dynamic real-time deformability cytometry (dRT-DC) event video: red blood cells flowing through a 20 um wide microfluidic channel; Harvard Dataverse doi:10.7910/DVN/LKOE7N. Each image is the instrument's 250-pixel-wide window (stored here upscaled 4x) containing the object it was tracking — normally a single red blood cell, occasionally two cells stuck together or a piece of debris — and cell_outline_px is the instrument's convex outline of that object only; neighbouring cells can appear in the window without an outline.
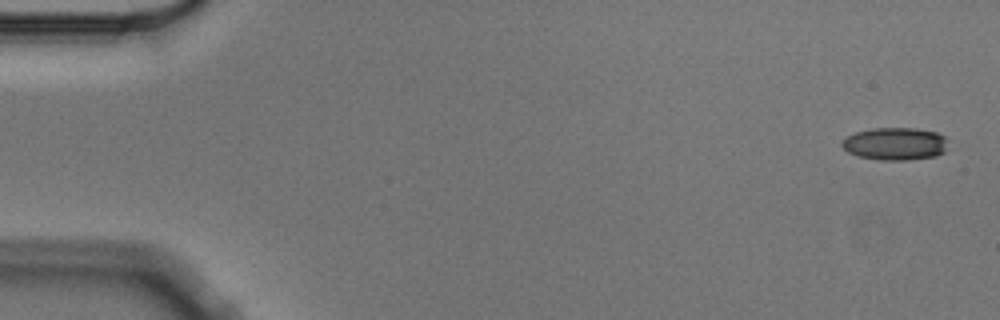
{"species": "Egyptian fruit bat (a non-hibernating species)", "species_latin": "Rousettus aegyptiacus", "temperature_condition": "cold", "stored_images_in_passage": 5, "camera_frame_rate_fps": 3000, "um_per_image_px": 0.085, "animal": {"sex": "male"}, "frame": {"image": 1, "passage_image": 1, "time_ms": 0.0, "image_size_px": [1000, 320], "cell_outline_px": [[944, 152], [936, 156], [908, 160], [880, 160], [860, 156], [848, 152], [840, 144], [848, 136], [856, 132], [872, 128], [916, 128], [936, 132], [944, 136]], "centroid_in_image_um": [76.07, 12.22], "position_along_channel_um": 8.9, "area_um2": 19.88}}
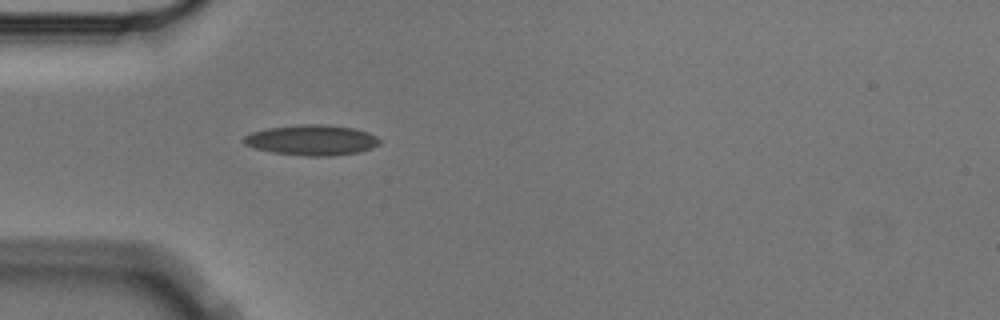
{"frame": {"image": 2, "passage_image": 5, "time_ms": 1.333, "image_size_px": [1000, 320], "cell_outline_px": [[380, 144], [372, 148], [356, 152], [332, 156], [304, 156], [272, 152], [256, 148], [244, 144], [244, 136], [252, 132], [268, 128], [300, 124], [320, 124], [352, 128], [368, 132], [376, 136], [380, 140]], "centroid_in_image_um": [26.5, 11.91], "position_along_channel_um": 58.5, "area_um2": 23.93}}